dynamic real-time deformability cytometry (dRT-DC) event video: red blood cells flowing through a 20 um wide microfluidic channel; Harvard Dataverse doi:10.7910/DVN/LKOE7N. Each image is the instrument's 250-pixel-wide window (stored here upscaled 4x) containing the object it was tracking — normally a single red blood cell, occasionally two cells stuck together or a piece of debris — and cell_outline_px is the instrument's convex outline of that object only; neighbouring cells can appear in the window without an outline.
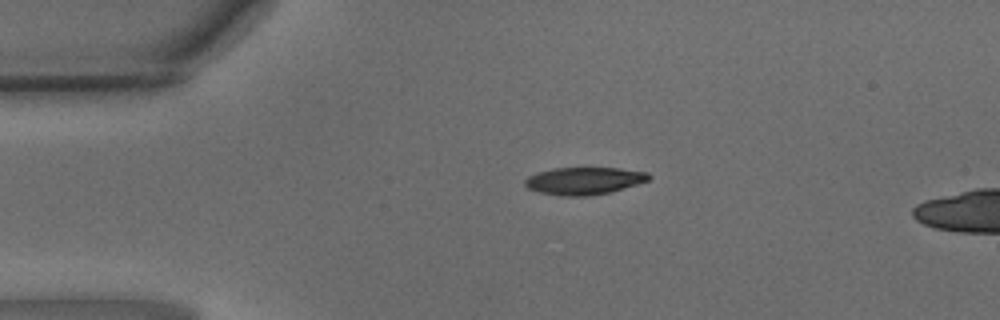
{"species": "common noctule bat (a hibernating species)", "species_latin": "Nyctalus noctula", "temperature_condition": "warm", "stored_images_in_passage": 6, "camera_frame_rate_fps": 3000, "um_per_image_px": 0.085, "animal": {"sex": "male", "body_mass_g": 15.6}, "frame": {"image": 1, "passage_image": 1, "time_ms": 0.0, "image_size_px": [1000, 320], "cell_outline_px": [[652, 176], [648, 180], [636, 184], [608, 192], [588, 196], [560, 196], [540, 192], [528, 188], [524, 184], [524, 180], [528, 176], [536, 172], [552, 168], [620, 168], [648, 172]], "centroid_in_image_um": [49.61, 15.36], "position_along_channel_um": 35.4, "area_um2": 19.71}}